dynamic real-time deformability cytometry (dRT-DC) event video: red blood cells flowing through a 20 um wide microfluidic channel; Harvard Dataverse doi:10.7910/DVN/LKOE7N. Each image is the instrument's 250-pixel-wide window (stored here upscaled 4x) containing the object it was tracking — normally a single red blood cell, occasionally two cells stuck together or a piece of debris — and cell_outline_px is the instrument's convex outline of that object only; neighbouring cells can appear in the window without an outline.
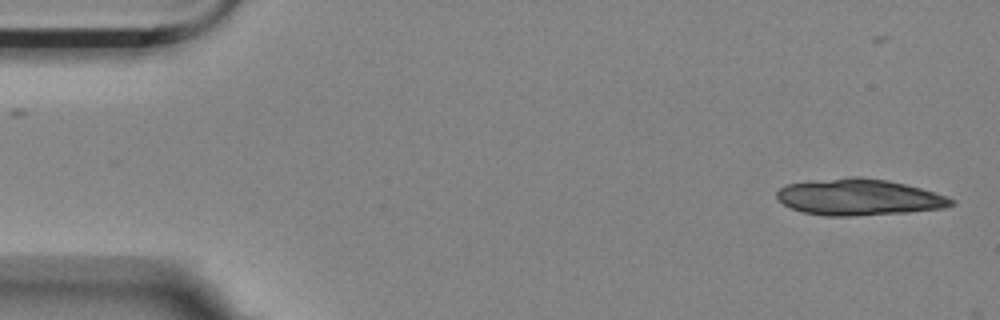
{"species": "Egyptian fruit bat (a non-hibernating species)", "species_latin": "Rousettus aegyptiacus", "temperature_condition": "room temperature", "stored_images_in_passage": 3, "camera_frame_rate_fps": 3000, "um_per_image_px": 0.085, "animal": {"sex": "female"}, "frame": {"image": 1, "passage_image": 3, "time_ms": 0.667, "image_size_px": [1000, 320], "cell_outline_px": [[956, 204], [944, 208], [908, 212], [848, 216], [824, 216], [804, 212], [792, 208], [776, 200], [776, 192], [784, 184], [812, 180], [852, 176], [860, 176], [888, 180], [920, 188], [948, 196], [956, 200]], "centroid_in_image_um": [73.0, 16.75], "position_along_channel_um": 12.0, "area_um2": 37.28}}